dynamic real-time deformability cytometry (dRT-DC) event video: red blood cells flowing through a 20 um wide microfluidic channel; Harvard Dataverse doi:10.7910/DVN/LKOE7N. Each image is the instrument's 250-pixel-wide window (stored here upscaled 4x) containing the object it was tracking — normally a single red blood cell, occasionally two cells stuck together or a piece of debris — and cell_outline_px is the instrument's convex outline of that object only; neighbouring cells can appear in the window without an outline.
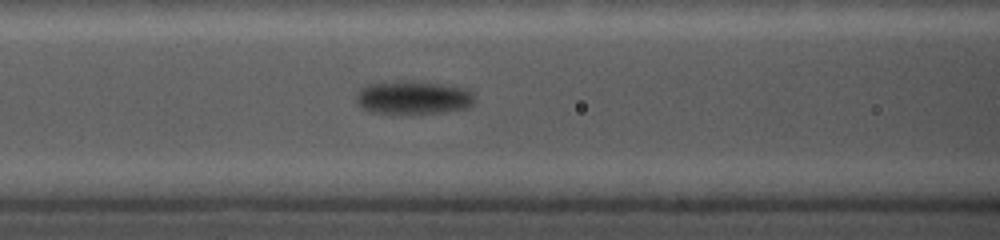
{"species": "common noctule bat (a hibernating species)", "species_latin": "Nyctalus noctula", "temperature_condition": "cold", "stored_images_in_passage": 27, "camera_frame_rate_fps": 5000, "um_per_image_px": 0.085, "animal": {"sex": "female", "body_mass_g": 19.0, "forearm_length_mm": 56.7}, "frame": {"image": 1, "passage_image": 4, "time_ms": 1.0, "image_size_px": [1000, 240], "cell_outline_px": [[476, 100], [468, 108], [444, 112], [412, 116], [408, 116], [368, 112], [360, 108], [356, 100], [356, 96], [360, 88], [364, 84], [384, 80], [404, 80], [440, 84], [464, 88], [472, 92]], "centroid_in_image_um": [35.04, 8.32], "position_along_channel_um": 131.6, "area_um2": 24.33}}
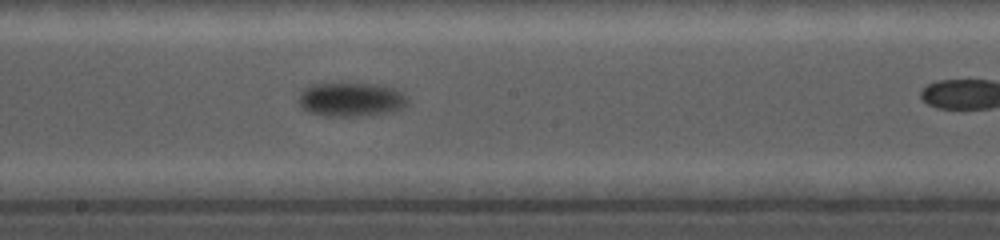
{"frame": {"image": 2, "passage_image": 13, "time_ms": 3.4, "image_size_px": [1000, 240], "cell_outline_px": [[408, 104], [404, 108], [388, 112], [368, 116], [328, 116], [308, 112], [296, 100], [300, 92], [304, 88], [312, 84], [340, 80], [380, 84], [396, 88], [404, 92], [408, 96]], "centroid_in_image_um": [29.86, 8.4], "position_along_channel_um": 218.3, "area_um2": 22.95}}
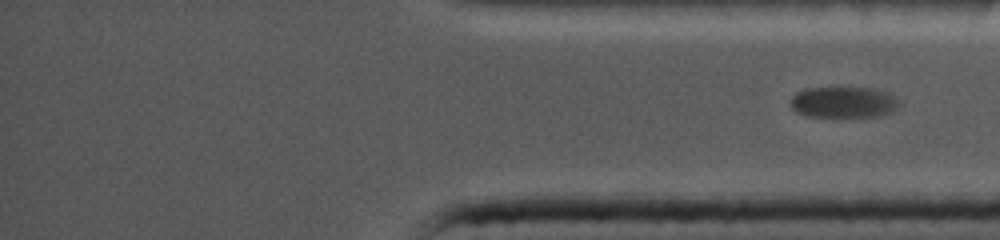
{"frame": {"image": 3, "passage_image": 27, "time_ms": 7.4, "image_size_px": [1000, 240], "cell_outline_px": [[900, 104], [896, 108], [888, 112], [876, 116], [808, 116], [796, 112], [792, 108], [792, 96], [796, 92], [804, 88], [876, 88], [896, 96]], "centroid_in_image_um": [71.69, 8.67], "position_along_channel_um": 363.5, "area_um2": 19.48}}